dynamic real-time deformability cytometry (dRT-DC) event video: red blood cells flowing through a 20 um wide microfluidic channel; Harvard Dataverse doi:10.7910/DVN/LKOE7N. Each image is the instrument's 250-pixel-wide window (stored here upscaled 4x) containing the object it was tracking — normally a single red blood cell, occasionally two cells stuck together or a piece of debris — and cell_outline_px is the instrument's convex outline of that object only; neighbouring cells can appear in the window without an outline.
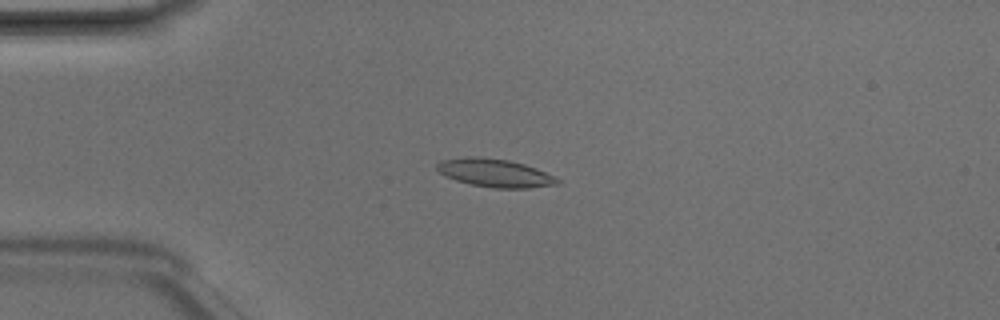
{"species": "Egyptian fruit bat (a non-hibernating species)", "species_latin": "Rousettus aegyptiacus", "temperature_condition": "room temperature", "stored_images_in_passage": 4, "camera_frame_rate_fps": 3000, "um_per_image_px": 0.085, "animal": {"sex": "male"}, "frame": {"image": 1, "passage_image": 4, "time_ms": 1.0, "image_size_px": [1000, 320], "cell_outline_px": [[560, 184], [528, 188], [492, 188], [468, 184], [444, 176], [436, 168], [436, 164], [440, 160], [468, 156], [472, 156], [508, 160], [524, 164], [536, 168], [556, 176], [560, 180]], "centroid_in_image_um": [42.06, 14.71], "position_along_channel_um": 42.9, "area_um2": 19.94}}